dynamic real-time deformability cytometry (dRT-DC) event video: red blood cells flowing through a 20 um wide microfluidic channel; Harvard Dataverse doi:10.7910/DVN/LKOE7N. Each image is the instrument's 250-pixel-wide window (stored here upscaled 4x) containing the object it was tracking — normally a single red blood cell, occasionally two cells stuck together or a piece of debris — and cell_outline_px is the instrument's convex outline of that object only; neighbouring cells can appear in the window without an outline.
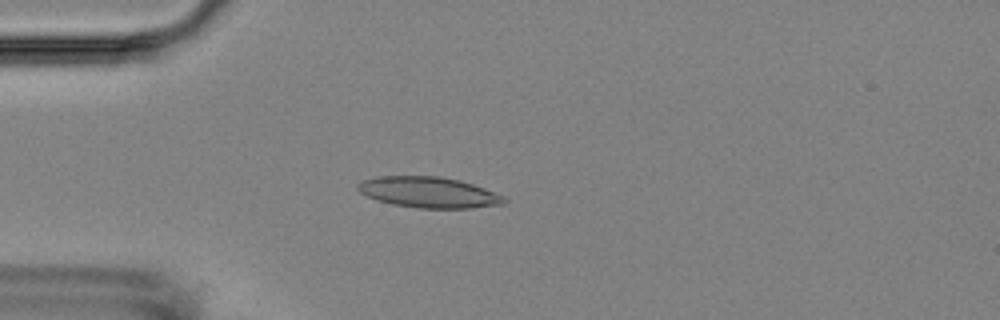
{"species": "Egyptian fruit bat (a non-hibernating species)", "species_latin": "Rousettus aegyptiacus", "temperature_condition": "room temperature", "stored_images_in_passage": 5, "camera_frame_rate_fps": 3000, "um_per_image_px": 0.085, "animal": {"sex": "female"}, "frame": {"image": 1, "passage_image": 4, "time_ms": 4.333, "image_size_px": [1000, 320], "cell_outline_px": [[508, 200], [504, 204], [472, 208], [420, 208], [392, 204], [376, 200], [360, 192], [356, 188], [356, 184], [360, 180], [376, 176], [440, 176], [460, 180], [484, 188], [504, 196]], "centroid_in_image_um": [36.42, 16.34], "position_along_channel_um": 48.6, "area_um2": 26.47}}